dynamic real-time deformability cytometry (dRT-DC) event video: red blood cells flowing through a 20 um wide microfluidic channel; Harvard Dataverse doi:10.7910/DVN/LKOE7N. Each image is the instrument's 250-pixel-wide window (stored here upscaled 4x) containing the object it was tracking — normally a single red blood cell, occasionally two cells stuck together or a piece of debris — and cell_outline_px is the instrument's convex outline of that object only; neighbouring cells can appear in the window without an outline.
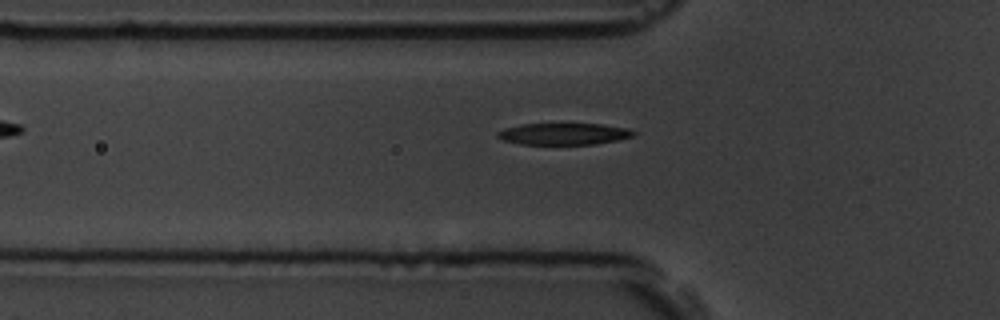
{"species": "common noctule bat (a hibernating species)", "species_latin": "Nyctalus noctula", "temperature_condition": "room temperature", "stored_images_in_passage": 5, "camera_frame_rate_fps": 3000, "um_per_image_px": 0.085, "animal": {"sex": "male", "body_mass_g": 19.5, "forearm_length_mm": 54.6}, "frame": {"image": 1, "passage_image": 5, "time_ms": 5.333, "image_size_px": [1000, 320], "cell_outline_px": [[636, 132], [632, 136], [616, 140], [596, 144], [520, 144], [504, 140], [496, 136], [496, 132], [504, 128], [520, 124], [604, 124], [628, 128]], "centroid_in_image_um": [47.9, 11.37], "position_along_channel_um": 77.9, "area_um2": 17.11}}